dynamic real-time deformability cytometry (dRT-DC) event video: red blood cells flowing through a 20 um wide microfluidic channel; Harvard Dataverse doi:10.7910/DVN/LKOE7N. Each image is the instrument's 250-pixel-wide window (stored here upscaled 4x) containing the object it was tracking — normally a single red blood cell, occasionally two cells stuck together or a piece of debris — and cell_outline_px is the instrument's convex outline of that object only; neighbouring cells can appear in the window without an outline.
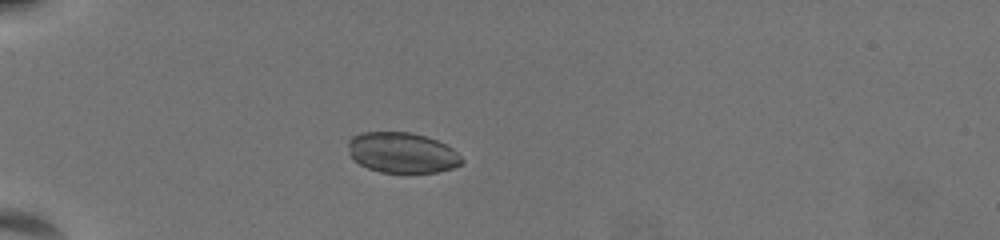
{"species": "common noctule bat (a hibernating species)", "species_latin": "Nyctalus noctula", "temperature_condition": "warm", "stored_images_in_passage": 42, "camera_frame_rate_fps": 3000, "um_per_image_px": 0.085, "animal": {"sex": "female", "body_mass_g": 19.5, "forearm_length_mm": 54.1}, "frame": {"image": 1, "passage_image": 1, "time_ms": 0.0, "image_size_px": [1000, 240], "cell_outline_px": [[464, 164], [452, 168], [436, 172], [380, 172], [368, 168], [352, 160], [348, 144], [348, 140], [352, 136], [360, 132], [412, 132], [436, 140], [452, 148], [464, 160]], "centroid_in_image_um": [34.17, 12.97], "position_along_channel_um": 50.8, "area_um2": 26.82}}
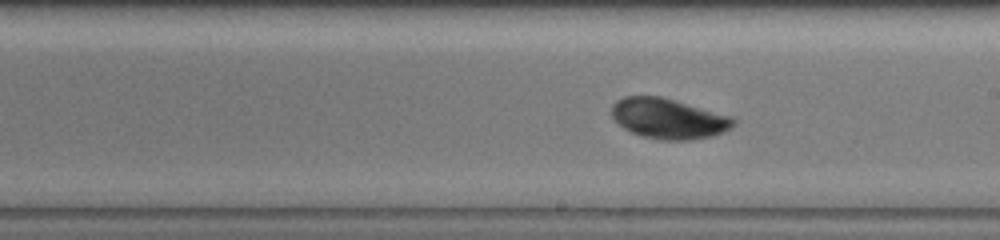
{"frame": {"image": 2, "passage_image": 19, "time_ms": 6.0, "image_size_px": [1000, 240], "cell_outline_px": [[736, 124], [724, 132], [712, 136], [692, 140], [660, 140], [644, 136], [632, 132], [624, 128], [612, 116], [612, 104], [616, 100], [624, 96], [660, 96], [732, 116], [736, 120]], "centroid_in_image_um": [56.84, 10.08], "position_along_channel_um": 232.2, "area_um2": 28.55}}
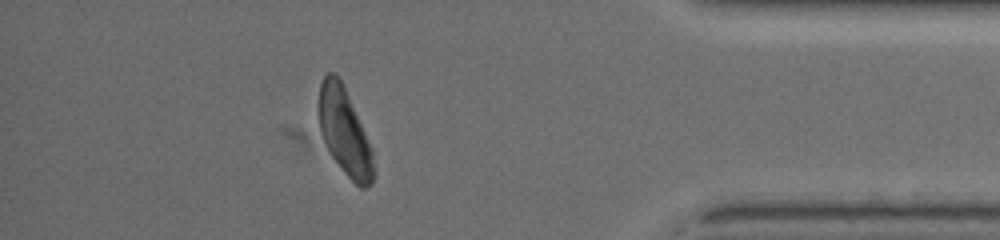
{"frame": {"image": 3, "passage_image": 36, "time_ms": 11.667, "image_size_px": [1000, 240], "cell_outline_px": [[376, 172], [372, 184], [364, 188], [360, 188], [344, 172], [332, 156], [320, 132], [320, 84], [324, 76], [328, 72], [336, 72], [344, 88], [372, 148]], "centroid_in_image_um": [29.33, 11.27], "position_along_channel_um": 405.9, "area_um2": 27.11}, "authors_computed_cell_mechanics": {"area_um2": 28.5532, "velocity_mm_per_s": 3.5715, "shape_relaxation_time_tau1_ms": 1.9954, "shape_relaxation_time_tau2_ms": null, "deformation_change_tau1": 0.0419, "deformation_change_tau2": null}}